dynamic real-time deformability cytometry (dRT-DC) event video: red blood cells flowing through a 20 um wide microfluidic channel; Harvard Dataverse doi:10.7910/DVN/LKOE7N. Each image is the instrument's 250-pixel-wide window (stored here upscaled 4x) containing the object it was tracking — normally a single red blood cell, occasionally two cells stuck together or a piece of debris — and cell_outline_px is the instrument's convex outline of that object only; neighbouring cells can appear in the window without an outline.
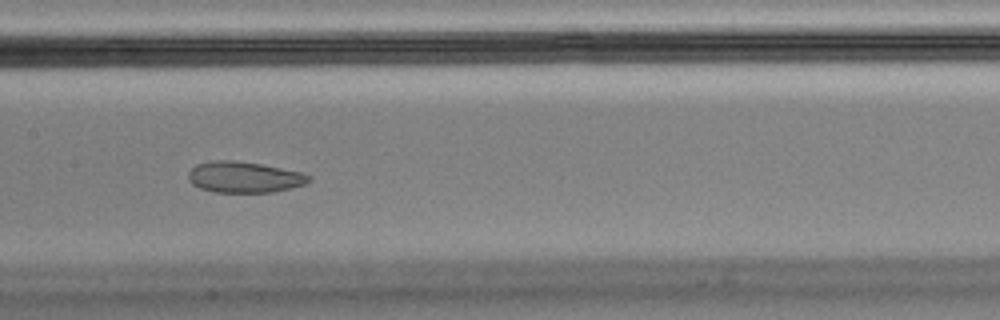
{"species": "Egyptian fruit bat (a non-hibernating species)", "species_latin": "Rousettus aegyptiacus", "temperature_condition": "cold", "stored_images_in_passage": 45, "camera_frame_rate_fps": 3000, "um_per_image_px": 0.085, "animal": {"sex": "male"}, "frame": {"image": 1, "passage_image": 14, "time_ms": 4.333, "image_size_px": [1000, 320], "cell_outline_px": [[312, 180], [304, 184], [272, 192], [216, 192], [200, 188], [192, 184], [188, 176], [188, 172], [196, 164], [216, 160], [232, 160], [260, 164], [300, 172], [312, 176]], "centroid_in_image_um": [20.74, 15.05], "position_along_channel_um": 186.7, "area_um2": 21.56}, "authors_computed_cell_mechanics": {"area_um2": 24.5072, "velocity_mm_per_s": 3.4374, "shape_relaxation_time_tau1_ms": null, "shape_relaxation_time_tau2_ms": 1.4677, "deformation_change_tau1": null, "deformation_change_tau2": 0.0556}}